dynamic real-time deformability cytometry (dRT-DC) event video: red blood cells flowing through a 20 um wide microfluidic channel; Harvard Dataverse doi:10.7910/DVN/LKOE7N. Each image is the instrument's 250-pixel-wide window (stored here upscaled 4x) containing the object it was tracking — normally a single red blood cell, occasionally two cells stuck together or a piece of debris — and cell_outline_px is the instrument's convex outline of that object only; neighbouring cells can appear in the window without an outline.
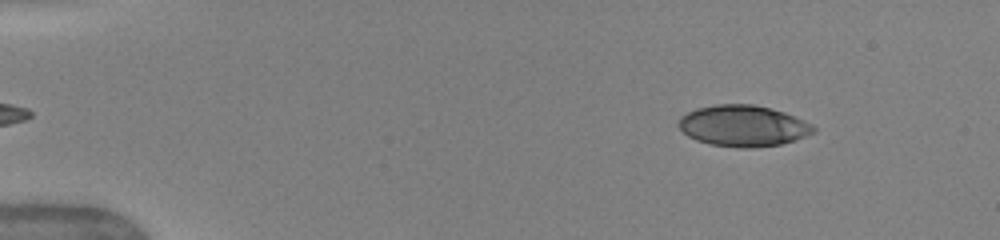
{"species": "human", "species_latin": "Homo sapiens", "temperature_condition": "warm", "stored_images_in_passage": 56, "camera_frame_rate_fps": 3000, "um_per_image_px": 0.085, "donor": {"sex": "female"}, "frame": {"image": 1, "passage_image": 3, "time_ms": 0.667, "image_size_px": [1000, 240], "cell_outline_px": [[816, 132], [796, 140], [780, 144], [752, 148], [740, 148], [712, 144], [696, 140], [688, 136], [680, 128], [680, 116], [696, 108], [716, 104], [752, 104], [772, 108], [784, 112], [812, 124], [816, 128]], "centroid_in_image_um": [63.19, 10.69], "position_along_channel_um": 21.8, "area_um2": 32.31}}
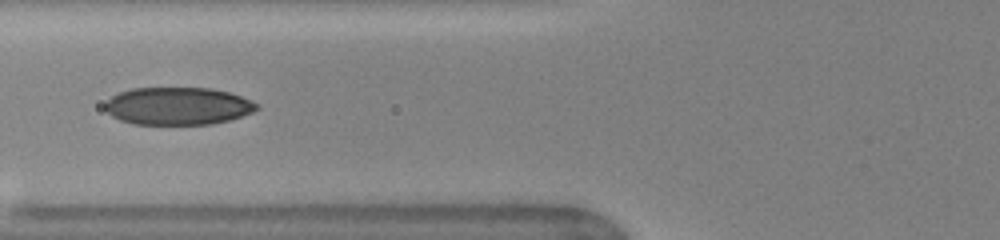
{"frame": {"image": 2, "passage_image": 14, "time_ms": 5.333, "image_size_px": [1000, 240], "cell_outline_px": [[260, 108], [252, 112], [228, 120], [212, 124], [132, 124], [120, 120], [112, 116], [104, 108], [104, 104], [112, 96], [120, 92], [132, 88], [212, 88], [228, 92], [252, 100], [260, 104]], "centroid_in_image_um": [15.12, 9.01], "position_along_channel_um": 110.7, "area_um2": 33.29}}
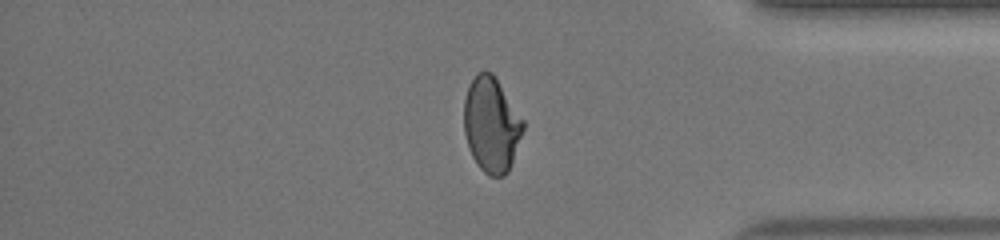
{"frame": {"image": 3, "passage_image": 43, "time_ms": 12.667, "image_size_px": [1000, 240], "cell_outline_px": [[524, 128], [508, 172], [504, 176], [488, 176], [476, 164], [468, 148], [464, 132], [464, 100], [468, 88], [476, 72], [484, 68], [492, 72], [524, 120]], "centroid_in_image_um": [41.75, 10.58], "position_along_channel_um": 393.4, "area_um2": 32.89}, "authors_computed_cell_mechanics": {"area_um2": 32.8304, "velocity_mm_per_s": 4.0592, "shape_relaxation_time_tau1_ms": 8.2491, "shape_relaxation_time_tau2_ms": 1.1098, "deformation_change_tau1": 0.2235, "deformation_change_tau2": 0.0586}}